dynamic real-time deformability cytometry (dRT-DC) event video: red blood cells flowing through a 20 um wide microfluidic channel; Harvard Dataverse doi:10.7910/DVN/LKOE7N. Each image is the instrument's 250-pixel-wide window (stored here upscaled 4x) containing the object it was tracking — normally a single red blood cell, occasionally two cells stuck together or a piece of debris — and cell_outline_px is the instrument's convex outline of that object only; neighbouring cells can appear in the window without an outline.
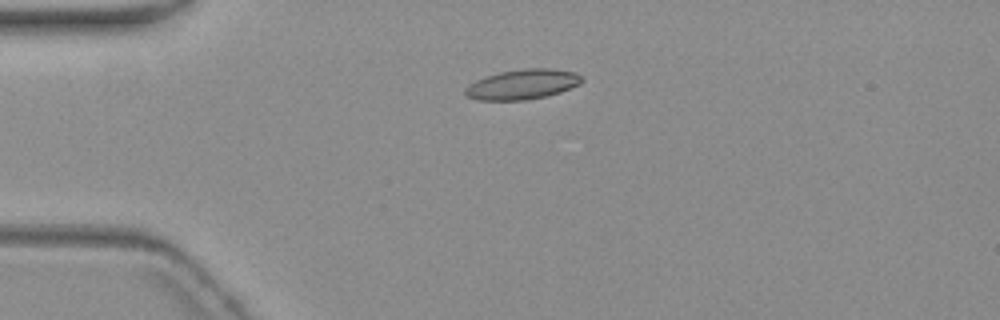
{"species": "common noctule bat (a hibernating species)", "species_latin": "Nyctalus noctula", "temperature_condition": "warm", "stored_images_in_passage": 4, "camera_frame_rate_fps": 3000, "um_per_image_px": 0.085, "animal": {"sex": "female", "body_mass_g": 19.3, "forearm_length_mm": 54.1}, "frame": {"image": 1, "passage_image": 3, "time_ms": 2.667, "image_size_px": [1000, 320], "cell_outline_px": [[584, 80], [580, 84], [572, 88], [548, 96], [524, 100], [476, 100], [464, 96], [464, 88], [468, 84], [476, 80], [500, 72], [524, 68], [548, 68], [576, 72]], "centroid_in_image_um": [44.4, 7.18], "position_along_channel_um": 40.6, "area_um2": 20.58}}